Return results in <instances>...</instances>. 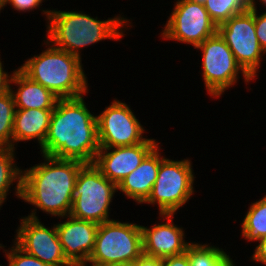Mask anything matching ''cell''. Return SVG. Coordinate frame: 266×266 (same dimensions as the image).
Wrapping results in <instances>:
<instances>
[{"mask_svg":"<svg viewBox=\"0 0 266 266\" xmlns=\"http://www.w3.org/2000/svg\"><path fill=\"white\" fill-rule=\"evenodd\" d=\"M190 1H194V2H198L200 4H204L206 0H190Z\"/></svg>","mask_w":266,"mask_h":266,"instance_id":"32","label":"cell"},{"mask_svg":"<svg viewBox=\"0 0 266 266\" xmlns=\"http://www.w3.org/2000/svg\"><path fill=\"white\" fill-rule=\"evenodd\" d=\"M67 218V221L56 225L63 253L73 266H87L99 225L70 215Z\"/></svg>","mask_w":266,"mask_h":266,"instance_id":"14","label":"cell"},{"mask_svg":"<svg viewBox=\"0 0 266 266\" xmlns=\"http://www.w3.org/2000/svg\"><path fill=\"white\" fill-rule=\"evenodd\" d=\"M217 30L218 26L210 18L204 4L178 0L161 35L167 40L192 44L196 48Z\"/></svg>","mask_w":266,"mask_h":266,"instance_id":"10","label":"cell"},{"mask_svg":"<svg viewBox=\"0 0 266 266\" xmlns=\"http://www.w3.org/2000/svg\"><path fill=\"white\" fill-rule=\"evenodd\" d=\"M190 266H235L222 249L191 243L187 250Z\"/></svg>","mask_w":266,"mask_h":266,"instance_id":"20","label":"cell"},{"mask_svg":"<svg viewBox=\"0 0 266 266\" xmlns=\"http://www.w3.org/2000/svg\"><path fill=\"white\" fill-rule=\"evenodd\" d=\"M110 266H135V261L131 262H124V263H117Z\"/></svg>","mask_w":266,"mask_h":266,"instance_id":"31","label":"cell"},{"mask_svg":"<svg viewBox=\"0 0 266 266\" xmlns=\"http://www.w3.org/2000/svg\"><path fill=\"white\" fill-rule=\"evenodd\" d=\"M204 7L218 26L232 16L247 11L250 8V0H206Z\"/></svg>","mask_w":266,"mask_h":266,"instance_id":"22","label":"cell"},{"mask_svg":"<svg viewBox=\"0 0 266 266\" xmlns=\"http://www.w3.org/2000/svg\"><path fill=\"white\" fill-rule=\"evenodd\" d=\"M143 254L141 226L110 220L99 224L91 266H110L137 260Z\"/></svg>","mask_w":266,"mask_h":266,"instance_id":"6","label":"cell"},{"mask_svg":"<svg viewBox=\"0 0 266 266\" xmlns=\"http://www.w3.org/2000/svg\"><path fill=\"white\" fill-rule=\"evenodd\" d=\"M266 235V196L252 203L242 222V236L260 241Z\"/></svg>","mask_w":266,"mask_h":266,"instance_id":"21","label":"cell"},{"mask_svg":"<svg viewBox=\"0 0 266 266\" xmlns=\"http://www.w3.org/2000/svg\"><path fill=\"white\" fill-rule=\"evenodd\" d=\"M117 185L92 164H84L76 179L70 216L101 224L109 218V206Z\"/></svg>","mask_w":266,"mask_h":266,"instance_id":"5","label":"cell"},{"mask_svg":"<svg viewBox=\"0 0 266 266\" xmlns=\"http://www.w3.org/2000/svg\"><path fill=\"white\" fill-rule=\"evenodd\" d=\"M19 69L59 99L80 97L88 92L81 58L55 46L28 59Z\"/></svg>","mask_w":266,"mask_h":266,"instance_id":"4","label":"cell"},{"mask_svg":"<svg viewBox=\"0 0 266 266\" xmlns=\"http://www.w3.org/2000/svg\"><path fill=\"white\" fill-rule=\"evenodd\" d=\"M157 144L142 160L141 164L127 175L117 185V190L122 191L135 202L144 203L151 194L155 183L160 163L163 159L159 154Z\"/></svg>","mask_w":266,"mask_h":266,"instance_id":"16","label":"cell"},{"mask_svg":"<svg viewBox=\"0 0 266 266\" xmlns=\"http://www.w3.org/2000/svg\"><path fill=\"white\" fill-rule=\"evenodd\" d=\"M3 7H5V6H4V0H0V10H1Z\"/></svg>","mask_w":266,"mask_h":266,"instance_id":"33","label":"cell"},{"mask_svg":"<svg viewBox=\"0 0 266 266\" xmlns=\"http://www.w3.org/2000/svg\"><path fill=\"white\" fill-rule=\"evenodd\" d=\"M197 49L203 52V78L205 86L210 95L221 96L225 89L234 85L240 70L244 81L250 82L252 78L237 63L233 52L227 43L217 32L205 39Z\"/></svg>","mask_w":266,"mask_h":266,"instance_id":"8","label":"cell"},{"mask_svg":"<svg viewBox=\"0 0 266 266\" xmlns=\"http://www.w3.org/2000/svg\"><path fill=\"white\" fill-rule=\"evenodd\" d=\"M43 0H4V6L11 4L17 11H30L39 7Z\"/></svg>","mask_w":266,"mask_h":266,"instance_id":"26","label":"cell"},{"mask_svg":"<svg viewBox=\"0 0 266 266\" xmlns=\"http://www.w3.org/2000/svg\"><path fill=\"white\" fill-rule=\"evenodd\" d=\"M97 117L100 147H123L143 143L144 128L126 103L114 100Z\"/></svg>","mask_w":266,"mask_h":266,"instance_id":"11","label":"cell"},{"mask_svg":"<svg viewBox=\"0 0 266 266\" xmlns=\"http://www.w3.org/2000/svg\"><path fill=\"white\" fill-rule=\"evenodd\" d=\"M252 259L266 265V235L259 241Z\"/></svg>","mask_w":266,"mask_h":266,"instance_id":"28","label":"cell"},{"mask_svg":"<svg viewBox=\"0 0 266 266\" xmlns=\"http://www.w3.org/2000/svg\"><path fill=\"white\" fill-rule=\"evenodd\" d=\"M49 20L47 45L52 43L58 49L76 55L79 48L94 44L103 39L119 40L123 36V26L129 21L120 16L100 21L76 11L43 10ZM122 27V28H121ZM120 29V30H119ZM49 41V42H48Z\"/></svg>","mask_w":266,"mask_h":266,"instance_id":"3","label":"cell"},{"mask_svg":"<svg viewBox=\"0 0 266 266\" xmlns=\"http://www.w3.org/2000/svg\"><path fill=\"white\" fill-rule=\"evenodd\" d=\"M160 216L167 217L168 222L149 229L141 226L143 254L163 259L186 252L191 243L185 242L183 229L172 223L174 214Z\"/></svg>","mask_w":266,"mask_h":266,"instance_id":"15","label":"cell"},{"mask_svg":"<svg viewBox=\"0 0 266 266\" xmlns=\"http://www.w3.org/2000/svg\"><path fill=\"white\" fill-rule=\"evenodd\" d=\"M135 266H162V258L142 254L137 260H135Z\"/></svg>","mask_w":266,"mask_h":266,"instance_id":"29","label":"cell"},{"mask_svg":"<svg viewBox=\"0 0 266 266\" xmlns=\"http://www.w3.org/2000/svg\"><path fill=\"white\" fill-rule=\"evenodd\" d=\"M14 149L11 147H0V204L5 201L10 185L18 180L16 184V195L21 198L22 170L14 164Z\"/></svg>","mask_w":266,"mask_h":266,"instance_id":"19","label":"cell"},{"mask_svg":"<svg viewBox=\"0 0 266 266\" xmlns=\"http://www.w3.org/2000/svg\"><path fill=\"white\" fill-rule=\"evenodd\" d=\"M54 109H16L13 124L14 142L37 139L43 145Z\"/></svg>","mask_w":266,"mask_h":266,"instance_id":"18","label":"cell"},{"mask_svg":"<svg viewBox=\"0 0 266 266\" xmlns=\"http://www.w3.org/2000/svg\"><path fill=\"white\" fill-rule=\"evenodd\" d=\"M2 62L0 61V96L9 91L11 77L3 71Z\"/></svg>","mask_w":266,"mask_h":266,"instance_id":"30","label":"cell"},{"mask_svg":"<svg viewBox=\"0 0 266 266\" xmlns=\"http://www.w3.org/2000/svg\"><path fill=\"white\" fill-rule=\"evenodd\" d=\"M255 0H250V7L254 9L255 33L260 46L266 52V12L257 16V6Z\"/></svg>","mask_w":266,"mask_h":266,"instance_id":"25","label":"cell"},{"mask_svg":"<svg viewBox=\"0 0 266 266\" xmlns=\"http://www.w3.org/2000/svg\"><path fill=\"white\" fill-rule=\"evenodd\" d=\"M13 82L19 86L15 93L9 86L16 109L55 108L59 98L41 84L31 80L19 68L11 75L10 83Z\"/></svg>","mask_w":266,"mask_h":266,"instance_id":"17","label":"cell"},{"mask_svg":"<svg viewBox=\"0 0 266 266\" xmlns=\"http://www.w3.org/2000/svg\"><path fill=\"white\" fill-rule=\"evenodd\" d=\"M33 211L21 219L15 243L50 266H73L63 253L56 225L52 229L46 228L36 216V211Z\"/></svg>","mask_w":266,"mask_h":266,"instance_id":"12","label":"cell"},{"mask_svg":"<svg viewBox=\"0 0 266 266\" xmlns=\"http://www.w3.org/2000/svg\"><path fill=\"white\" fill-rule=\"evenodd\" d=\"M157 144L154 139H146L143 143L132 146L100 147L94 165L109 181L118 185Z\"/></svg>","mask_w":266,"mask_h":266,"instance_id":"13","label":"cell"},{"mask_svg":"<svg viewBox=\"0 0 266 266\" xmlns=\"http://www.w3.org/2000/svg\"><path fill=\"white\" fill-rule=\"evenodd\" d=\"M217 32L233 52L237 63L254 79L262 54L266 53L255 33L254 9L250 7L247 11L232 16L218 25Z\"/></svg>","mask_w":266,"mask_h":266,"instance_id":"9","label":"cell"},{"mask_svg":"<svg viewBox=\"0 0 266 266\" xmlns=\"http://www.w3.org/2000/svg\"><path fill=\"white\" fill-rule=\"evenodd\" d=\"M261 2H263V4H265V6H266V0H260Z\"/></svg>","mask_w":266,"mask_h":266,"instance_id":"34","label":"cell"},{"mask_svg":"<svg viewBox=\"0 0 266 266\" xmlns=\"http://www.w3.org/2000/svg\"><path fill=\"white\" fill-rule=\"evenodd\" d=\"M14 245V247H11V251L6 253L9 266H50L35 256L26 253L16 243Z\"/></svg>","mask_w":266,"mask_h":266,"instance_id":"24","label":"cell"},{"mask_svg":"<svg viewBox=\"0 0 266 266\" xmlns=\"http://www.w3.org/2000/svg\"><path fill=\"white\" fill-rule=\"evenodd\" d=\"M46 162L22 171L21 199L53 216H68L80 168L77 160L42 155Z\"/></svg>","mask_w":266,"mask_h":266,"instance_id":"2","label":"cell"},{"mask_svg":"<svg viewBox=\"0 0 266 266\" xmlns=\"http://www.w3.org/2000/svg\"><path fill=\"white\" fill-rule=\"evenodd\" d=\"M162 266H190L187 252L163 258Z\"/></svg>","mask_w":266,"mask_h":266,"instance_id":"27","label":"cell"},{"mask_svg":"<svg viewBox=\"0 0 266 266\" xmlns=\"http://www.w3.org/2000/svg\"><path fill=\"white\" fill-rule=\"evenodd\" d=\"M15 103L11 91L0 96V147L13 148Z\"/></svg>","mask_w":266,"mask_h":266,"instance_id":"23","label":"cell"},{"mask_svg":"<svg viewBox=\"0 0 266 266\" xmlns=\"http://www.w3.org/2000/svg\"><path fill=\"white\" fill-rule=\"evenodd\" d=\"M190 160L163 158L150 196L144 203L158 204L159 214H175L194 193Z\"/></svg>","mask_w":266,"mask_h":266,"instance_id":"7","label":"cell"},{"mask_svg":"<svg viewBox=\"0 0 266 266\" xmlns=\"http://www.w3.org/2000/svg\"><path fill=\"white\" fill-rule=\"evenodd\" d=\"M41 149L45 156L94 163L100 149L97 117L86 107L83 95L58 99Z\"/></svg>","mask_w":266,"mask_h":266,"instance_id":"1","label":"cell"}]
</instances>
